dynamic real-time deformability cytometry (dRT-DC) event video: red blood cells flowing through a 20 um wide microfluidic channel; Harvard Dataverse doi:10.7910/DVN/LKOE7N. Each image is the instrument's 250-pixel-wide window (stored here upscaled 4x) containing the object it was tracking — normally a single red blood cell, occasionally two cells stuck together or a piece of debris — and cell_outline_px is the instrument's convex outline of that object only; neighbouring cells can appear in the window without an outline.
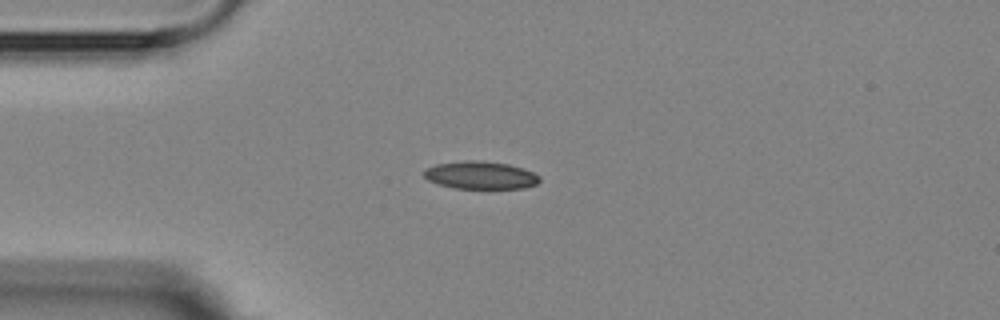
{"species": "Egyptian fruit bat (a non-hibernating species)", "species_latin": "Rousettus aegyptiacus", "temperature_condition": "room temperature", "stored_images_in_passage": 8, "camera_frame_rate_fps": 3000, "um_per_image_px": 0.085, "animal": {"sex": "female"}, "frame": {"image": 1, "passage_image": 4, "time_ms": 3.333, "image_size_px": [1000, 320], "cell_outline_px": [[540, 180], [536, 184], [524, 188], [456, 188], [440, 184], [428, 180], [424, 176], [424, 168], [436, 164], [464, 160], [480, 160], [508, 164], [524, 168], [540, 176]], "centroid_in_image_um": [40.84, 14.88], "position_along_channel_um": 44.2, "area_um2": 18.67}}
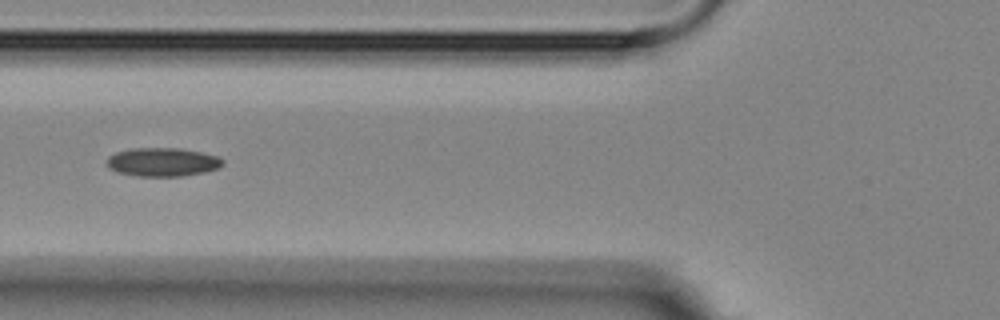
{"frame": {"image": 2, "passage_image": 6, "time_ms": 5.667, "image_size_px": [1000, 320], "cell_outline_px": [[224, 164], [216, 168], [204, 172], [180, 176], [140, 176], [116, 172], [108, 164], [108, 156], [116, 152], [132, 148], [180, 148], [220, 156], [224, 160]], "centroid_in_image_um": [13.85, 13.76], "position_along_channel_um": 112.0, "area_um2": 19.19}}
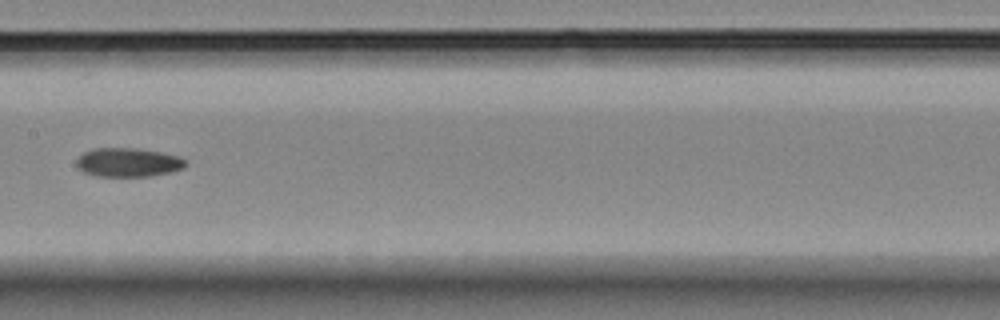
{"frame": {"image": 3, "passage_image": 8, "time_ms": 8.0, "image_size_px": [1000, 320], "cell_outline_px": [[188, 164], [184, 168], [152, 176], [96, 176], [84, 172], [76, 164], [76, 160], [84, 152], [92, 148], [136, 148], [160, 152], [180, 156], [188, 160]], "centroid_in_image_um": [10.93, 13.79], "position_along_channel_um": 196.5, "area_um2": 18.44}}